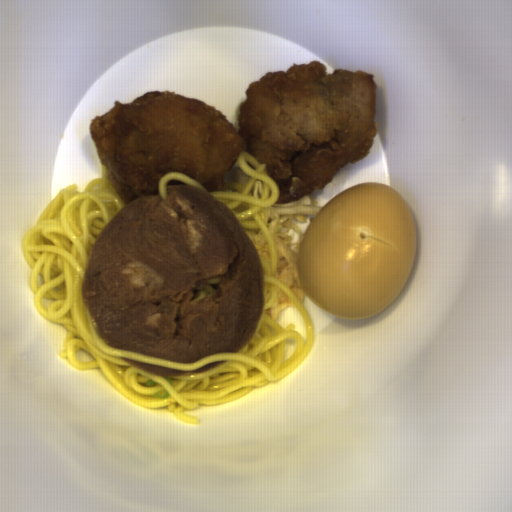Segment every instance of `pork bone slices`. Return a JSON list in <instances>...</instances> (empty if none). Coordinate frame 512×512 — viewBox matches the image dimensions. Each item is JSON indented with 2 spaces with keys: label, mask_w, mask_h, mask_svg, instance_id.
Wrapping results in <instances>:
<instances>
[{
  "label": "pork bone slices",
  "mask_w": 512,
  "mask_h": 512,
  "mask_svg": "<svg viewBox=\"0 0 512 512\" xmlns=\"http://www.w3.org/2000/svg\"><path fill=\"white\" fill-rule=\"evenodd\" d=\"M123 358V357H122ZM124 361H127L134 366L140 368L143 371L151 372L154 374L162 375V376H169V377H180V376H188V375H197L202 372L208 371L210 369H213L217 366L222 365L227 360H220V361H214L212 363H209L195 371H180L171 369L165 366L155 365L151 363H146L138 360H133L129 358H123Z\"/></svg>",
  "instance_id": "2"
},
{
  "label": "pork bone slices",
  "mask_w": 512,
  "mask_h": 512,
  "mask_svg": "<svg viewBox=\"0 0 512 512\" xmlns=\"http://www.w3.org/2000/svg\"><path fill=\"white\" fill-rule=\"evenodd\" d=\"M259 251L218 199L167 185L122 206L101 228L80 286L109 347L192 364L238 352L265 306Z\"/></svg>",
  "instance_id": "1"
}]
</instances>
